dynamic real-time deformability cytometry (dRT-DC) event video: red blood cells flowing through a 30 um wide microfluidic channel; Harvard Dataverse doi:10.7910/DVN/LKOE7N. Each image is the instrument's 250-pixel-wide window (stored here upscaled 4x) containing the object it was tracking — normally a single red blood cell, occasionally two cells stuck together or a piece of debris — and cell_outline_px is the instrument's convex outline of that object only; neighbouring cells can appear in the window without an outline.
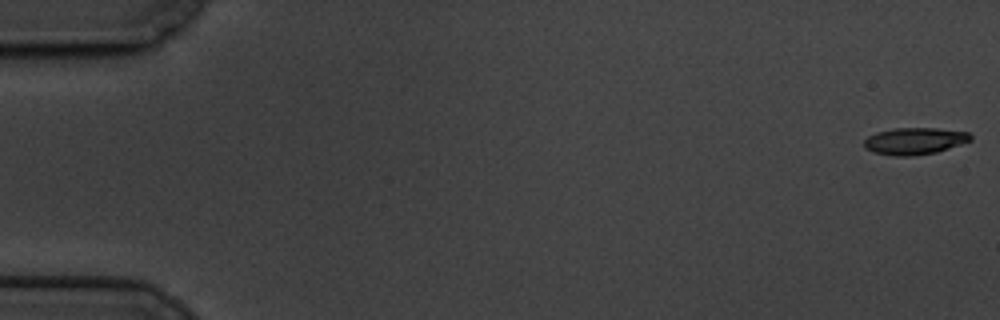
{"species": "common noctule bat (a hibernating species)", "species_latin": "Nyctalus noctula", "temperature_condition": "cold", "stored_images_in_passage": 60, "camera_frame_rate_fps": 3000, "um_per_image_px": 0.085, "animal": {"sex": "male", "body_mass_g": 19.5, "forearm_length_mm": 54.6}, "frame": {"image": 1, "passage_image": 1, "time_ms": 0.0, "image_size_px": [1000, 320], "cell_outline_px": [[972, 140], [936, 152], [912, 156], [892, 156], [872, 152], [864, 148], [864, 140], [868, 136], [876, 132], [892, 128], [936, 128], [968, 132], [972, 136]], "centroid_in_image_um": [77.7, 11.99], "position_along_channel_um": 7.3, "area_um2": 16.76}}
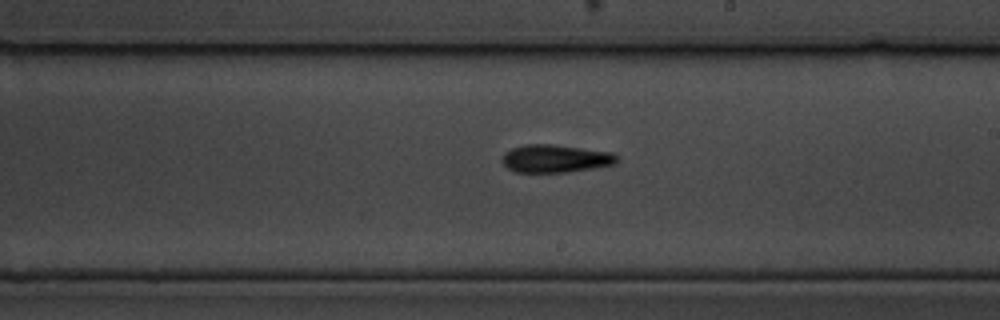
{"frame": {"image": 2, "passage_image": 35, "time_ms": 11.333, "image_size_px": [1000, 320], "cell_outline_px": [[616, 164], [568, 172], [516, 172], [508, 168], [500, 160], [504, 152], [512, 148], [524, 144], [552, 144], [612, 152], [616, 156]], "centroid_in_image_um": [47.16, 13.47], "position_along_channel_um": 241.8, "area_um2": 18.61}}
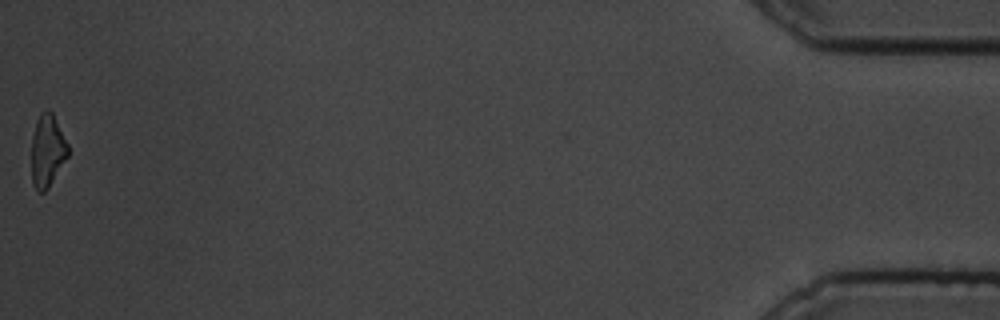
{"frame": {"image": 3, "passage_image": 60, "time_ms": 19.667, "image_size_px": [1000, 320], "cell_outline_px": [[68, 156], [48, 188], [44, 192], [36, 192], [32, 184], [32, 136], [36, 120], [40, 112], [44, 108], [48, 108], [52, 112], [68, 144]], "centroid_in_image_um": [4.01, 12.79], "position_along_channel_um": 431.2, "area_um2": 15.55}, "authors_computed_cell_mechanics": {"area_um2": 17.3978, "velocity_mm_per_s": 3.3832, "shape_relaxation_time_tau1_ms": 3.6235, "shape_relaxation_time_tau2_ms": null, "deformation_change_tau1": 0.1609, "deformation_change_tau2": null}}